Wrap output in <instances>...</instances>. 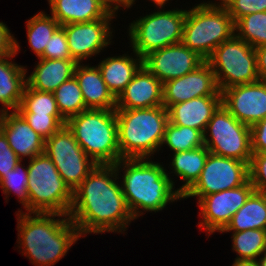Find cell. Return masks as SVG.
Listing matches in <instances>:
<instances>
[{
  "mask_svg": "<svg viewBox=\"0 0 266 266\" xmlns=\"http://www.w3.org/2000/svg\"><path fill=\"white\" fill-rule=\"evenodd\" d=\"M29 213H56L69 215L73 192L61 178L52 160L45 154L29 160Z\"/></svg>",
  "mask_w": 266,
  "mask_h": 266,
  "instance_id": "52a82bcc",
  "label": "cell"
},
{
  "mask_svg": "<svg viewBox=\"0 0 266 266\" xmlns=\"http://www.w3.org/2000/svg\"><path fill=\"white\" fill-rule=\"evenodd\" d=\"M115 111L121 159H149L161 148L169 122L168 110L163 105Z\"/></svg>",
  "mask_w": 266,
  "mask_h": 266,
  "instance_id": "277c9868",
  "label": "cell"
},
{
  "mask_svg": "<svg viewBox=\"0 0 266 266\" xmlns=\"http://www.w3.org/2000/svg\"><path fill=\"white\" fill-rule=\"evenodd\" d=\"M163 144H166L174 153L196 149L204 146L203 133L198 129L168 122L162 146Z\"/></svg>",
  "mask_w": 266,
  "mask_h": 266,
  "instance_id": "4dcf8cb0",
  "label": "cell"
},
{
  "mask_svg": "<svg viewBox=\"0 0 266 266\" xmlns=\"http://www.w3.org/2000/svg\"><path fill=\"white\" fill-rule=\"evenodd\" d=\"M0 131H1V126H2V121H3V118H4V114H5V111L2 109L0 110Z\"/></svg>",
  "mask_w": 266,
  "mask_h": 266,
  "instance_id": "7dc6e473",
  "label": "cell"
},
{
  "mask_svg": "<svg viewBox=\"0 0 266 266\" xmlns=\"http://www.w3.org/2000/svg\"><path fill=\"white\" fill-rule=\"evenodd\" d=\"M26 85L41 92H54L63 82L74 76L77 63L73 59L39 58Z\"/></svg>",
  "mask_w": 266,
  "mask_h": 266,
  "instance_id": "7402d4cb",
  "label": "cell"
},
{
  "mask_svg": "<svg viewBox=\"0 0 266 266\" xmlns=\"http://www.w3.org/2000/svg\"><path fill=\"white\" fill-rule=\"evenodd\" d=\"M66 126L97 165H115L121 159L115 110L87 109L69 118Z\"/></svg>",
  "mask_w": 266,
  "mask_h": 266,
  "instance_id": "5b68a950",
  "label": "cell"
},
{
  "mask_svg": "<svg viewBox=\"0 0 266 266\" xmlns=\"http://www.w3.org/2000/svg\"><path fill=\"white\" fill-rule=\"evenodd\" d=\"M1 131L7 137L11 149L22 161L23 156L31 160L44 153L45 140L36 133L17 112H5Z\"/></svg>",
  "mask_w": 266,
  "mask_h": 266,
  "instance_id": "d6986e66",
  "label": "cell"
},
{
  "mask_svg": "<svg viewBox=\"0 0 266 266\" xmlns=\"http://www.w3.org/2000/svg\"><path fill=\"white\" fill-rule=\"evenodd\" d=\"M218 5V6H217ZM201 3L186 12L182 43L205 61L235 34V23L224 6Z\"/></svg>",
  "mask_w": 266,
  "mask_h": 266,
  "instance_id": "8992f818",
  "label": "cell"
},
{
  "mask_svg": "<svg viewBox=\"0 0 266 266\" xmlns=\"http://www.w3.org/2000/svg\"><path fill=\"white\" fill-rule=\"evenodd\" d=\"M163 105V83L144 65L116 98V109H141Z\"/></svg>",
  "mask_w": 266,
  "mask_h": 266,
  "instance_id": "ac0fdd59",
  "label": "cell"
},
{
  "mask_svg": "<svg viewBox=\"0 0 266 266\" xmlns=\"http://www.w3.org/2000/svg\"><path fill=\"white\" fill-rule=\"evenodd\" d=\"M18 50L19 45L15 40V52L10 57L0 58V103L5 112L9 108L13 111L18 109L26 85V69L7 60L15 56Z\"/></svg>",
  "mask_w": 266,
  "mask_h": 266,
  "instance_id": "cb8c5ba5",
  "label": "cell"
},
{
  "mask_svg": "<svg viewBox=\"0 0 266 266\" xmlns=\"http://www.w3.org/2000/svg\"><path fill=\"white\" fill-rule=\"evenodd\" d=\"M44 153L52 160L72 192L97 166L66 125L45 140Z\"/></svg>",
  "mask_w": 266,
  "mask_h": 266,
  "instance_id": "8fae6325",
  "label": "cell"
},
{
  "mask_svg": "<svg viewBox=\"0 0 266 266\" xmlns=\"http://www.w3.org/2000/svg\"><path fill=\"white\" fill-rule=\"evenodd\" d=\"M134 2L135 0H107V10L115 14V11L118 10L120 6L129 8Z\"/></svg>",
  "mask_w": 266,
  "mask_h": 266,
  "instance_id": "7bdbcfd3",
  "label": "cell"
},
{
  "mask_svg": "<svg viewBox=\"0 0 266 266\" xmlns=\"http://www.w3.org/2000/svg\"><path fill=\"white\" fill-rule=\"evenodd\" d=\"M203 96H221L214 72L207 61L192 72L163 83V106L166 109Z\"/></svg>",
  "mask_w": 266,
  "mask_h": 266,
  "instance_id": "e0dca14e",
  "label": "cell"
},
{
  "mask_svg": "<svg viewBox=\"0 0 266 266\" xmlns=\"http://www.w3.org/2000/svg\"><path fill=\"white\" fill-rule=\"evenodd\" d=\"M19 114L44 140L66 125V120L61 115H36L34 113Z\"/></svg>",
  "mask_w": 266,
  "mask_h": 266,
  "instance_id": "e575fe53",
  "label": "cell"
},
{
  "mask_svg": "<svg viewBox=\"0 0 266 266\" xmlns=\"http://www.w3.org/2000/svg\"><path fill=\"white\" fill-rule=\"evenodd\" d=\"M21 161L11 149L7 137L0 131V180Z\"/></svg>",
  "mask_w": 266,
  "mask_h": 266,
  "instance_id": "f35d334b",
  "label": "cell"
},
{
  "mask_svg": "<svg viewBox=\"0 0 266 266\" xmlns=\"http://www.w3.org/2000/svg\"><path fill=\"white\" fill-rule=\"evenodd\" d=\"M204 61L180 42L149 53L143 58V65L165 83L192 72Z\"/></svg>",
  "mask_w": 266,
  "mask_h": 266,
  "instance_id": "2e32d148",
  "label": "cell"
},
{
  "mask_svg": "<svg viewBox=\"0 0 266 266\" xmlns=\"http://www.w3.org/2000/svg\"><path fill=\"white\" fill-rule=\"evenodd\" d=\"M221 97L222 105L249 127L266 118V80L228 87Z\"/></svg>",
  "mask_w": 266,
  "mask_h": 266,
  "instance_id": "5bb4252c",
  "label": "cell"
},
{
  "mask_svg": "<svg viewBox=\"0 0 266 266\" xmlns=\"http://www.w3.org/2000/svg\"><path fill=\"white\" fill-rule=\"evenodd\" d=\"M253 191L254 186L248 180L242 186L201 197L198 203L203 219L199 226L205 228L208 234L221 232Z\"/></svg>",
  "mask_w": 266,
  "mask_h": 266,
  "instance_id": "4fadbf2b",
  "label": "cell"
},
{
  "mask_svg": "<svg viewBox=\"0 0 266 266\" xmlns=\"http://www.w3.org/2000/svg\"><path fill=\"white\" fill-rule=\"evenodd\" d=\"M21 162L19 161L16 167L9 171L8 174H4V177L0 180V186L3 189V194L9 195L10 192L14 191L15 195L20 199V203L24 205L28 212V168L21 166Z\"/></svg>",
  "mask_w": 266,
  "mask_h": 266,
  "instance_id": "836d02e7",
  "label": "cell"
},
{
  "mask_svg": "<svg viewBox=\"0 0 266 266\" xmlns=\"http://www.w3.org/2000/svg\"><path fill=\"white\" fill-rule=\"evenodd\" d=\"M60 26L54 17L48 16L45 12H39L27 20L29 45L38 58L44 53L50 38Z\"/></svg>",
  "mask_w": 266,
  "mask_h": 266,
  "instance_id": "83f0119b",
  "label": "cell"
},
{
  "mask_svg": "<svg viewBox=\"0 0 266 266\" xmlns=\"http://www.w3.org/2000/svg\"><path fill=\"white\" fill-rule=\"evenodd\" d=\"M206 61L214 72L220 91L231 86L260 80L255 49L239 38L236 33L215 48Z\"/></svg>",
  "mask_w": 266,
  "mask_h": 266,
  "instance_id": "ba28073f",
  "label": "cell"
},
{
  "mask_svg": "<svg viewBox=\"0 0 266 266\" xmlns=\"http://www.w3.org/2000/svg\"><path fill=\"white\" fill-rule=\"evenodd\" d=\"M249 180V165L241 160L209 152L204 168L196 182L182 198L201 197L215 192L236 188Z\"/></svg>",
  "mask_w": 266,
  "mask_h": 266,
  "instance_id": "7c38bea8",
  "label": "cell"
},
{
  "mask_svg": "<svg viewBox=\"0 0 266 266\" xmlns=\"http://www.w3.org/2000/svg\"><path fill=\"white\" fill-rule=\"evenodd\" d=\"M121 166L125 170L122 192L134 219L140 216V208L158 212L168 202L182 198L177 190L173 191L174 182L159 163L146 158L120 159L115 164L116 170Z\"/></svg>",
  "mask_w": 266,
  "mask_h": 266,
  "instance_id": "3957f363",
  "label": "cell"
},
{
  "mask_svg": "<svg viewBox=\"0 0 266 266\" xmlns=\"http://www.w3.org/2000/svg\"><path fill=\"white\" fill-rule=\"evenodd\" d=\"M257 73L261 80H266V44L255 48Z\"/></svg>",
  "mask_w": 266,
  "mask_h": 266,
  "instance_id": "b9f144b4",
  "label": "cell"
},
{
  "mask_svg": "<svg viewBox=\"0 0 266 266\" xmlns=\"http://www.w3.org/2000/svg\"><path fill=\"white\" fill-rule=\"evenodd\" d=\"M15 52V39L8 27L0 22V58L10 57Z\"/></svg>",
  "mask_w": 266,
  "mask_h": 266,
  "instance_id": "60d3db41",
  "label": "cell"
},
{
  "mask_svg": "<svg viewBox=\"0 0 266 266\" xmlns=\"http://www.w3.org/2000/svg\"><path fill=\"white\" fill-rule=\"evenodd\" d=\"M209 150L204 145L202 147L182 152H176L173 155L172 167L176 176L182 178L185 182L177 191L184 194L199 178Z\"/></svg>",
  "mask_w": 266,
  "mask_h": 266,
  "instance_id": "4316f807",
  "label": "cell"
},
{
  "mask_svg": "<svg viewBox=\"0 0 266 266\" xmlns=\"http://www.w3.org/2000/svg\"><path fill=\"white\" fill-rule=\"evenodd\" d=\"M39 58L46 59H72L65 30L60 26L50 38L48 46Z\"/></svg>",
  "mask_w": 266,
  "mask_h": 266,
  "instance_id": "d590c367",
  "label": "cell"
},
{
  "mask_svg": "<svg viewBox=\"0 0 266 266\" xmlns=\"http://www.w3.org/2000/svg\"><path fill=\"white\" fill-rule=\"evenodd\" d=\"M118 173L115 165H97L73 191L68 216L81 236L106 231L122 232L134 220L122 187L115 182Z\"/></svg>",
  "mask_w": 266,
  "mask_h": 266,
  "instance_id": "6da1fadb",
  "label": "cell"
},
{
  "mask_svg": "<svg viewBox=\"0 0 266 266\" xmlns=\"http://www.w3.org/2000/svg\"><path fill=\"white\" fill-rule=\"evenodd\" d=\"M249 180L254 190L266 194V153H253L249 164Z\"/></svg>",
  "mask_w": 266,
  "mask_h": 266,
  "instance_id": "74e56055",
  "label": "cell"
},
{
  "mask_svg": "<svg viewBox=\"0 0 266 266\" xmlns=\"http://www.w3.org/2000/svg\"><path fill=\"white\" fill-rule=\"evenodd\" d=\"M53 93L58 110L66 121L88 109L75 76L63 82Z\"/></svg>",
  "mask_w": 266,
  "mask_h": 266,
  "instance_id": "f1b7e54d",
  "label": "cell"
},
{
  "mask_svg": "<svg viewBox=\"0 0 266 266\" xmlns=\"http://www.w3.org/2000/svg\"><path fill=\"white\" fill-rule=\"evenodd\" d=\"M221 3H220V6H225L226 3H228L230 0H220Z\"/></svg>",
  "mask_w": 266,
  "mask_h": 266,
  "instance_id": "c3c4849f",
  "label": "cell"
},
{
  "mask_svg": "<svg viewBox=\"0 0 266 266\" xmlns=\"http://www.w3.org/2000/svg\"><path fill=\"white\" fill-rule=\"evenodd\" d=\"M207 130L211 139L207 138ZM209 152L250 164L252 157L250 127L239 122L223 105L213 114L203 133Z\"/></svg>",
  "mask_w": 266,
  "mask_h": 266,
  "instance_id": "30bf717a",
  "label": "cell"
},
{
  "mask_svg": "<svg viewBox=\"0 0 266 266\" xmlns=\"http://www.w3.org/2000/svg\"><path fill=\"white\" fill-rule=\"evenodd\" d=\"M236 35L254 49L266 44V12L241 17L235 23Z\"/></svg>",
  "mask_w": 266,
  "mask_h": 266,
  "instance_id": "d6a6232c",
  "label": "cell"
},
{
  "mask_svg": "<svg viewBox=\"0 0 266 266\" xmlns=\"http://www.w3.org/2000/svg\"><path fill=\"white\" fill-rule=\"evenodd\" d=\"M136 56L137 59L126 55L109 57L98 65L107 88L115 98L132 81L135 73L143 65V59L138 55Z\"/></svg>",
  "mask_w": 266,
  "mask_h": 266,
  "instance_id": "d4e9b609",
  "label": "cell"
},
{
  "mask_svg": "<svg viewBox=\"0 0 266 266\" xmlns=\"http://www.w3.org/2000/svg\"><path fill=\"white\" fill-rule=\"evenodd\" d=\"M18 113H34L36 115H61L54 93L41 92L25 85Z\"/></svg>",
  "mask_w": 266,
  "mask_h": 266,
  "instance_id": "1f68e13d",
  "label": "cell"
},
{
  "mask_svg": "<svg viewBox=\"0 0 266 266\" xmlns=\"http://www.w3.org/2000/svg\"><path fill=\"white\" fill-rule=\"evenodd\" d=\"M51 16L62 26L103 19L109 11L102 0H48Z\"/></svg>",
  "mask_w": 266,
  "mask_h": 266,
  "instance_id": "603a6c76",
  "label": "cell"
},
{
  "mask_svg": "<svg viewBox=\"0 0 266 266\" xmlns=\"http://www.w3.org/2000/svg\"><path fill=\"white\" fill-rule=\"evenodd\" d=\"M113 16L115 14L109 12L103 19L61 26L66 33L70 55L76 63L99 53L111 43L109 21Z\"/></svg>",
  "mask_w": 266,
  "mask_h": 266,
  "instance_id": "9a60e30c",
  "label": "cell"
},
{
  "mask_svg": "<svg viewBox=\"0 0 266 266\" xmlns=\"http://www.w3.org/2000/svg\"><path fill=\"white\" fill-rule=\"evenodd\" d=\"M151 1H153L156 5H158L161 8L166 4L165 2L168 0H151Z\"/></svg>",
  "mask_w": 266,
  "mask_h": 266,
  "instance_id": "bcb514c9",
  "label": "cell"
},
{
  "mask_svg": "<svg viewBox=\"0 0 266 266\" xmlns=\"http://www.w3.org/2000/svg\"><path fill=\"white\" fill-rule=\"evenodd\" d=\"M232 266H259L257 260H236Z\"/></svg>",
  "mask_w": 266,
  "mask_h": 266,
  "instance_id": "ee69618b",
  "label": "cell"
},
{
  "mask_svg": "<svg viewBox=\"0 0 266 266\" xmlns=\"http://www.w3.org/2000/svg\"><path fill=\"white\" fill-rule=\"evenodd\" d=\"M264 255L258 260V265L259 266H266V251L263 253Z\"/></svg>",
  "mask_w": 266,
  "mask_h": 266,
  "instance_id": "f6af8a7d",
  "label": "cell"
},
{
  "mask_svg": "<svg viewBox=\"0 0 266 266\" xmlns=\"http://www.w3.org/2000/svg\"><path fill=\"white\" fill-rule=\"evenodd\" d=\"M224 7L236 23L245 15L266 12V0H230Z\"/></svg>",
  "mask_w": 266,
  "mask_h": 266,
  "instance_id": "8d00e7d4",
  "label": "cell"
},
{
  "mask_svg": "<svg viewBox=\"0 0 266 266\" xmlns=\"http://www.w3.org/2000/svg\"><path fill=\"white\" fill-rule=\"evenodd\" d=\"M221 105V96H203L173 104L167 109L169 122L204 133L208 122Z\"/></svg>",
  "mask_w": 266,
  "mask_h": 266,
  "instance_id": "ffe728a7",
  "label": "cell"
},
{
  "mask_svg": "<svg viewBox=\"0 0 266 266\" xmlns=\"http://www.w3.org/2000/svg\"><path fill=\"white\" fill-rule=\"evenodd\" d=\"M252 153H266V118L250 127Z\"/></svg>",
  "mask_w": 266,
  "mask_h": 266,
  "instance_id": "ab89813d",
  "label": "cell"
},
{
  "mask_svg": "<svg viewBox=\"0 0 266 266\" xmlns=\"http://www.w3.org/2000/svg\"><path fill=\"white\" fill-rule=\"evenodd\" d=\"M187 10L158 11L129 25L133 52L142 59L149 53L182 41Z\"/></svg>",
  "mask_w": 266,
  "mask_h": 266,
  "instance_id": "9c48e42d",
  "label": "cell"
},
{
  "mask_svg": "<svg viewBox=\"0 0 266 266\" xmlns=\"http://www.w3.org/2000/svg\"><path fill=\"white\" fill-rule=\"evenodd\" d=\"M74 76L88 109H116V98L107 88L99 68L77 63Z\"/></svg>",
  "mask_w": 266,
  "mask_h": 266,
  "instance_id": "44dd1931",
  "label": "cell"
},
{
  "mask_svg": "<svg viewBox=\"0 0 266 266\" xmlns=\"http://www.w3.org/2000/svg\"><path fill=\"white\" fill-rule=\"evenodd\" d=\"M107 8V0H102Z\"/></svg>",
  "mask_w": 266,
  "mask_h": 266,
  "instance_id": "681fc988",
  "label": "cell"
},
{
  "mask_svg": "<svg viewBox=\"0 0 266 266\" xmlns=\"http://www.w3.org/2000/svg\"><path fill=\"white\" fill-rule=\"evenodd\" d=\"M266 230V194L253 191L221 232Z\"/></svg>",
  "mask_w": 266,
  "mask_h": 266,
  "instance_id": "484cf974",
  "label": "cell"
},
{
  "mask_svg": "<svg viewBox=\"0 0 266 266\" xmlns=\"http://www.w3.org/2000/svg\"><path fill=\"white\" fill-rule=\"evenodd\" d=\"M18 212L20 213L17 214L19 216L17 240L24 249V254L36 266H53L81 237L78 228L68 215ZM57 216L67 217L54 219Z\"/></svg>",
  "mask_w": 266,
  "mask_h": 266,
  "instance_id": "7a4b0ae2",
  "label": "cell"
},
{
  "mask_svg": "<svg viewBox=\"0 0 266 266\" xmlns=\"http://www.w3.org/2000/svg\"><path fill=\"white\" fill-rule=\"evenodd\" d=\"M232 236L233 250L239 255L236 260H257L266 251V230H244Z\"/></svg>",
  "mask_w": 266,
  "mask_h": 266,
  "instance_id": "f546056e",
  "label": "cell"
}]
</instances>
